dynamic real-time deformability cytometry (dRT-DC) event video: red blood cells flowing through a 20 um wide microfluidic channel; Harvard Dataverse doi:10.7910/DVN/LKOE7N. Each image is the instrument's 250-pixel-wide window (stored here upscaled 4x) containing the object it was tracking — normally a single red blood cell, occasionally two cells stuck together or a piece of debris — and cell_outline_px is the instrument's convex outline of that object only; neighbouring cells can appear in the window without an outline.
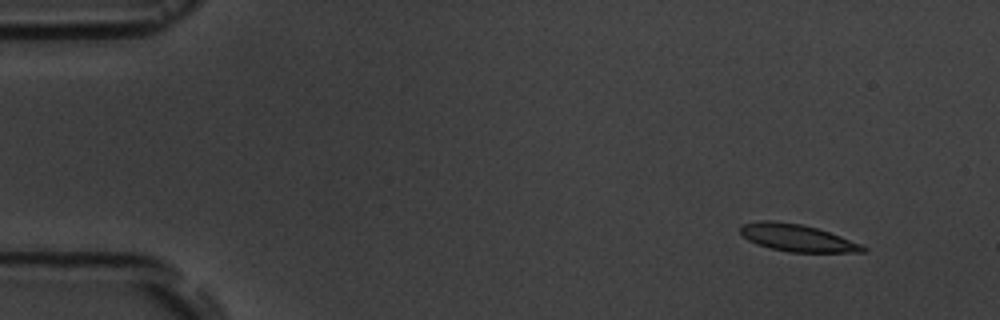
{"species": "common noctule bat (a hibernating species)", "species_latin": "Nyctalus noctula", "temperature_condition": "room temperature", "stored_images_in_passage": 4, "camera_frame_rate_fps": 3000, "um_per_image_px": 0.085, "animal": {"sex": "male", "body_mass_g": 19.5, "forearm_length_mm": 54.6}, "frame": {"image": 1, "passage_image": 1, "time_ms": 0.0, "image_size_px": [1000, 320], "cell_outline_px": [[868, 252], [788, 252], [756, 244], [748, 240], [740, 232], [740, 228], [744, 224], [760, 220], [772, 220], [800, 224], [816, 228], [840, 236], [860, 244], [868, 248]], "centroid_in_image_um": [67.76, 20.22], "position_along_channel_um": 17.2, "area_um2": 19.19}}
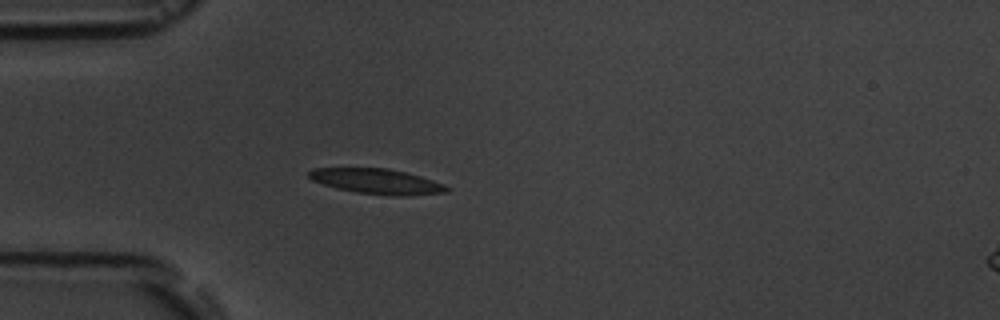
{"frame": {"image": 2, "passage_image": 4, "time_ms": 3.667, "image_size_px": [1000, 320], "cell_outline_px": [[452, 188], [448, 192], [400, 196], [396, 196], [356, 192], [336, 188], [312, 180], [308, 176], [308, 172], [312, 168], [388, 168], [420, 176], [444, 184]], "centroid_in_image_um": [32.04, 15.41], "position_along_channel_um": 53.0, "area_um2": 20.11}}